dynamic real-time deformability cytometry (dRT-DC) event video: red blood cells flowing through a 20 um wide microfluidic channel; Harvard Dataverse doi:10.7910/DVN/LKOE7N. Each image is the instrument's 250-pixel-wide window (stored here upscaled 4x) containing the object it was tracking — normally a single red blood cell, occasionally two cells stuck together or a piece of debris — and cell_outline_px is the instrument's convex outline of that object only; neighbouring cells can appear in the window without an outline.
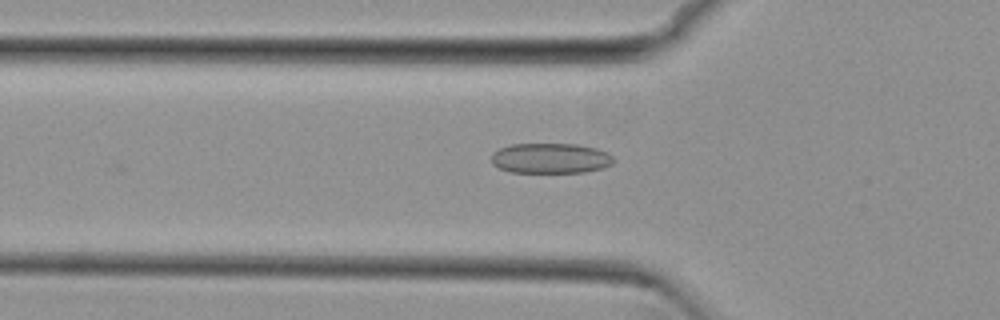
{"species": "common noctule bat (a hibernating species)", "species_latin": "Nyctalus noctula", "temperature_condition": "cold", "stored_images_in_passage": 33, "camera_frame_rate_fps": 3000, "um_per_image_px": 0.085, "animal": {"sex": "female", "body_mass_g": 29.2, "forearm_length_mm": 56.3}, "frame": {"image": 1, "passage_image": 9, "time_ms": 2.667, "image_size_px": [1000, 320], "cell_outline_px": [[616, 160], [612, 164], [604, 168], [584, 172], [508, 172], [492, 164], [492, 152], [500, 148], [512, 144], [576, 144], [596, 148], [608, 152]], "centroid_in_image_um": [46.82, 13.45], "position_along_channel_um": 79.0, "area_um2": 21.68}}
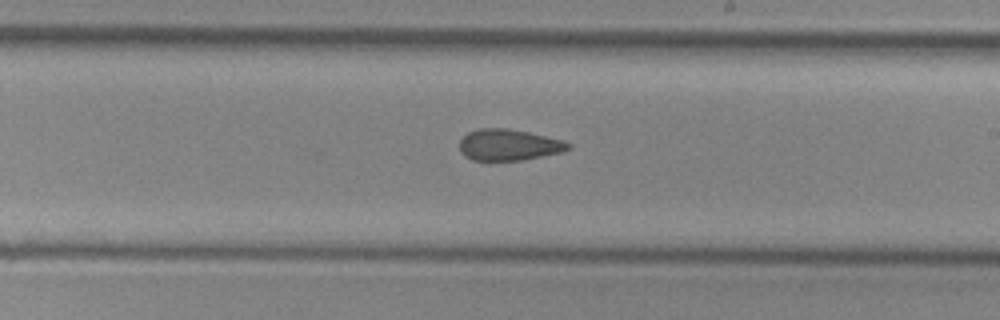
{"frame": {"image": 2, "passage_image": 22, "time_ms": 7.0, "image_size_px": [1000, 320], "cell_outline_px": [[572, 148], [560, 152], [524, 160], [472, 160], [464, 156], [460, 152], [460, 140], [468, 132], [480, 128], [508, 128], [528, 132], [564, 140], [572, 144]], "centroid_in_image_um": [43.25, 12.31], "position_along_channel_um": 245.7, "area_um2": 19.88}}
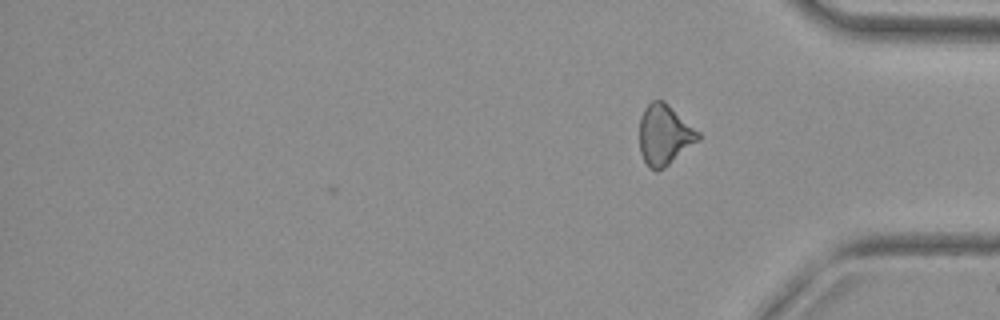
{"frame": {"image": 3, "passage_image": 33, "time_ms": 10.667, "image_size_px": [1000, 320], "cell_outline_px": [[700, 140], [664, 168], [656, 172], [648, 168], [640, 152], [640, 116], [644, 108], [652, 100], [664, 100], [700, 132]], "centroid_in_image_um": [56.48, 11.47], "position_along_channel_um": 378.7, "area_um2": 20.87}, "authors_computed_cell_mechanics": {"area_um2": 20.808, "velocity_mm_per_s": 3.8372, "shape_relaxation_time_tau1_ms": null, "shape_relaxation_time_tau2_ms": 3.9685, "deformation_change_tau1": null, "deformation_change_tau2": 0.1209}}